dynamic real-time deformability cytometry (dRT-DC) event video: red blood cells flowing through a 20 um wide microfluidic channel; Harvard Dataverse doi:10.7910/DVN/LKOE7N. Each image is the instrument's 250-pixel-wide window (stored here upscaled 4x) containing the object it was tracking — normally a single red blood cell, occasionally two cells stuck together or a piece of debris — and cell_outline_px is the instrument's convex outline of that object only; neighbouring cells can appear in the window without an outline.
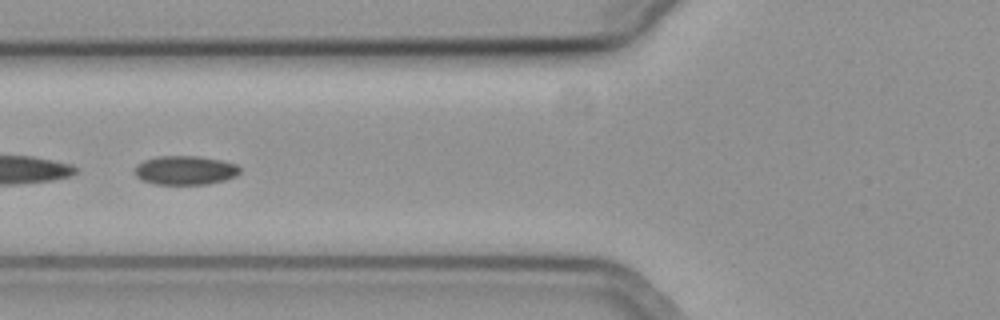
{"species": "common noctule bat (a hibernating species)", "species_latin": "Nyctalus noctula", "temperature_condition": "cold", "stored_images_in_passage": 40, "camera_frame_rate_fps": 3000, "um_per_image_px": 0.085, "animal": {"sex": "female", "body_mass_g": 19.3, "forearm_length_mm": 54.1}, "frame": {"image": 1, "passage_image": 12, "time_ms": 3.667, "image_size_px": [1000, 320], "cell_outline_px": [[240, 172], [236, 176], [224, 180], [208, 184], [156, 184], [140, 180], [132, 172], [136, 164], [144, 160], [156, 156], [196, 156], [220, 160], [236, 164], [240, 168]], "centroid_in_image_um": [15.69, 14.47], "position_along_channel_um": 110.1, "area_um2": 17.92}, "authors_computed_cell_mechanics": {"area_um2": 17.918, "velocity_mm_per_s": 3.7003, "shape_relaxation_time_tau1_ms": null, "shape_relaxation_time_tau2_ms": 6.4055, "deformation_change_tau1": null, "deformation_change_tau2": 0.0857}}